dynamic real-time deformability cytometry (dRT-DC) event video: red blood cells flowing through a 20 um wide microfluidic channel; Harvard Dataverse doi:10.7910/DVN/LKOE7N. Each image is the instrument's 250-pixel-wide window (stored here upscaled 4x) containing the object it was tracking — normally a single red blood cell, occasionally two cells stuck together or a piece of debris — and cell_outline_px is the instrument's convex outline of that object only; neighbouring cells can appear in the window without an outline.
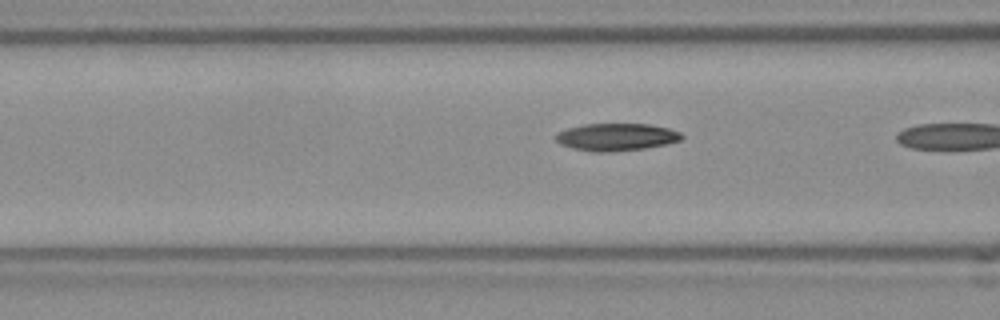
{"species": "Egyptian fruit bat (a non-hibernating species)", "species_latin": "Rousettus aegyptiacus", "temperature_condition": "room temperature", "stored_images_in_passage": 7, "camera_frame_rate_fps": 3000, "um_per_image_px": 0.085, "frame": {"image": 1, "passage_image": 6, "time_ms": 1.667, "image_size_px": [1000, 320], "cell_outline_px": [[684, 136], [680, 140], [668, 144], [644, 148], [608, 152], [592, 152], [572, 148], [560, 144], [552, 136], [556, 132], [568, 128], [584, 124], [648, 124], [668, 128], [680, 132]], "centroid_in_image_um": [52.35, 11.65], "position_along_channel_um": 114.3, "area_um2": 20.23}}